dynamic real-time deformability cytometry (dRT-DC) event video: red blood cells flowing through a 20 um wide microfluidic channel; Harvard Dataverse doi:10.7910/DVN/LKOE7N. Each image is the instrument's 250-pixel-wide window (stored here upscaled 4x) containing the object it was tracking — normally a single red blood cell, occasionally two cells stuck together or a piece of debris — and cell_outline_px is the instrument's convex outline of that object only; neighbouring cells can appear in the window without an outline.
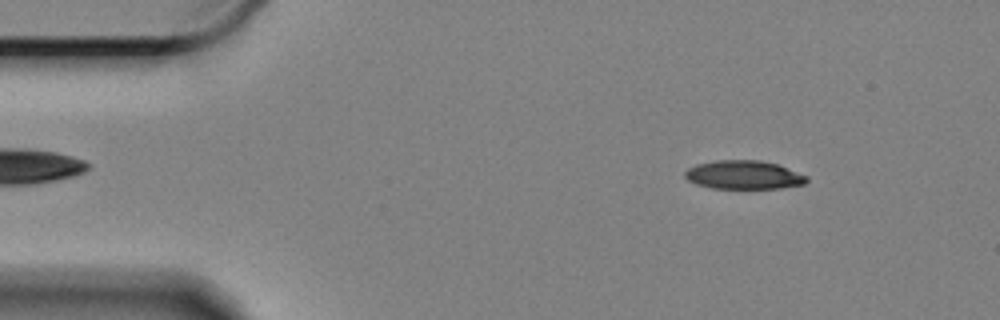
{"species": "Egyptian fruit bat (a non-hibernating species)", "species_latin": "Rousettus aegyptiacus", "temperature_condition": "cold", "stored_images_in_passage": 59, "camera_frame_rate_fps": 3000, "um_per_image_px": 0.085, "animal": {"sex": "female"}, "frame": {"image": 1, "passage_image": 7, "time_ms": 2.0, "image_size_px": [1000, 320], "cell_outline_px": [[808, 180], [804, 184], [780, 188], [712, 188], [696, 184], [688, 180], [684, 176], [684, 172], [688, 168], [696, 164], [716, 160], [760, 160], [776, 164], [808, 176]], "centroid_in_image_um": [63.19, 14.86], "position_along_channel_um": 21.8, "area_um2": 20.23}}
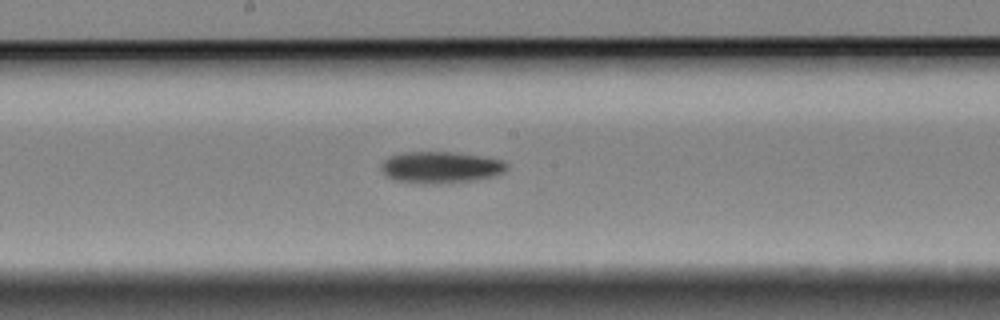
{"frame": {"image": 2, "passage_image": 30, "time_ms": 9.667, "image_size_px": [1000, 320], "cell_outline_px": [[508, 168], [504, 172], [492, 176], [476, 180], [436, 184], [420, 184], [396, 180], [388, 176], [384, 172], [384, 160], [392, 156], [404, 152], [452, 152], [504, 160], [508, 164]], "centroid_in_image_um": [37.52, 14.23], "position_along_channel_um": 210.7, "area_um2": 22.83}}
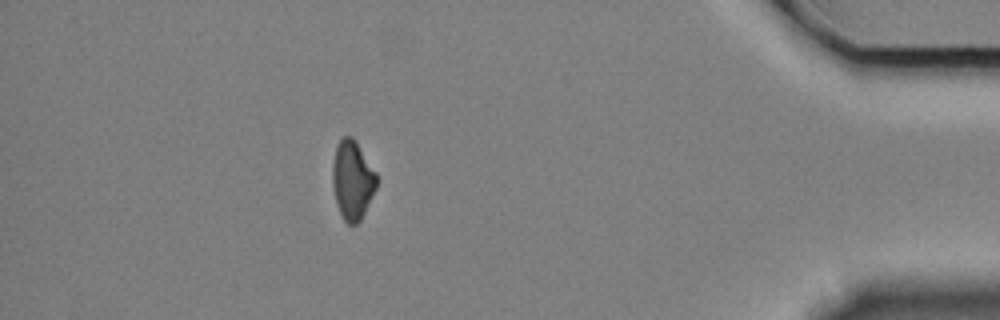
{"frame": {"image": 3, "passage_image": 52, "time_ms": 17.0, "image_size_px": [1000, 320], "cell_outline_px": [[376, 188], [360, 220], [356, 224], [348, 224], [344, 220], [336, 204], [332, 184], [332, 168], [336, 148], [340, 140], [344, 136], [352, 136], [356, 140], [376, 172]], "centroid_in_image_um": [29.95, 15.29], "position_along_channel_um": 405.3, "area_um2": 20.11}, "authors_computed_cell_mechanics": {"area_um2": 21.386, "velocity_mm_per_s": 3.3271, "shape_relaxation_time_tau1_ms": 5.9258, "shape_relaxation_time_tau2_ms": null, "deformation_change_tau1": 0.1223, "deformation_change_tau2": null}}